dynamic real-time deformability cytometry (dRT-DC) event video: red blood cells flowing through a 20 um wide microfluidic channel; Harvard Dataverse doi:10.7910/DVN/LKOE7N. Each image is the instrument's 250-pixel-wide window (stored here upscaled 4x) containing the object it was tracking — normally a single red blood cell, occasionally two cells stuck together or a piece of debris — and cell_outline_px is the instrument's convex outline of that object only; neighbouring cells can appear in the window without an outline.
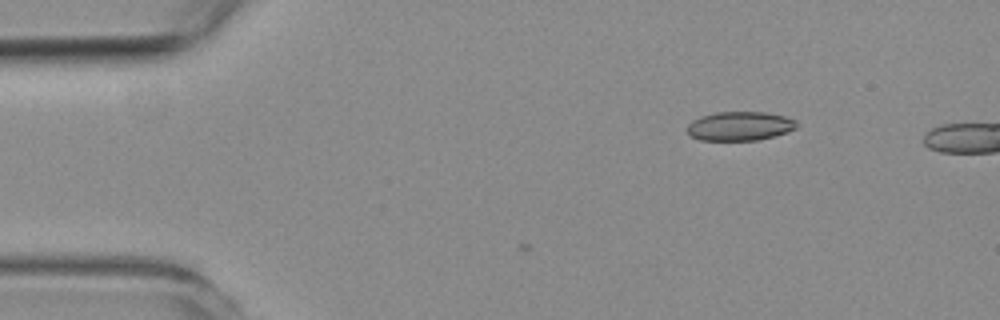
{"species": "common noctule bat (a hibernating species)", "species_latin": "Nyctalus noctula", "temperature_condition": "room temperature", "stored_images_in_passage": 3, "camera_frame_rate_fps": 3000, "um_per_image_px": 0.085, "animal": {"sex": "female", "body_mass_g": 19.3, "forearm_length_mm": 54.1}, "frame": {"image": 1, "passage_image": 3, "time_ms": 0.667, "image_size_px": [1000, 320], "cell_outline_px": [[796, 128], [788, 132], [760, 140], [700, 140], [688, 136], [688, 124], [692, 120], [700, 116], [716, 112], [764, 112], [784, 116], [796, 120]], "centroid_in_image_um": [62.86, 10.72], "position_along_channel_um": 22.1, "area_um2": 18.61}}